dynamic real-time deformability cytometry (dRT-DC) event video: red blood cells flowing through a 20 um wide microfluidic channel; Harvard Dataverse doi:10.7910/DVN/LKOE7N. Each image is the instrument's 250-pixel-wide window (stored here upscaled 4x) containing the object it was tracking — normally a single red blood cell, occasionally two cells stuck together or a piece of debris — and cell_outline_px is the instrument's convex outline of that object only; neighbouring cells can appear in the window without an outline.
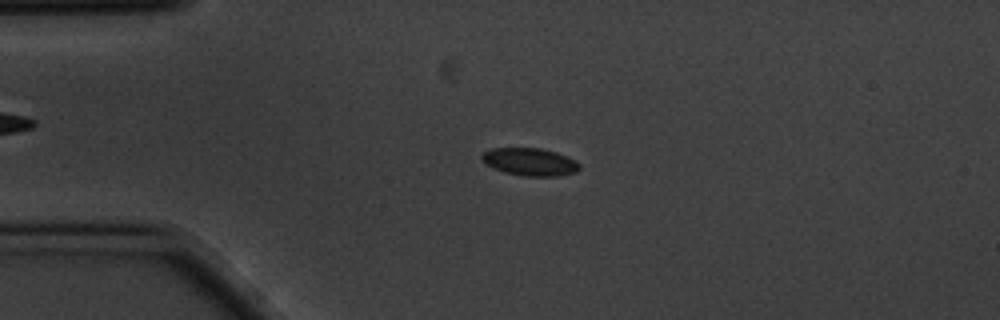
{"species": "common noctule bat (a hibernating species)", "species_latin": "Nyctalus noctula", "temperature_condition": "cold", "stored_images_in_passage": 46, "camera_frame_rate_fps": 3000, "um_per_image_px": 0.085, "animal": {"sex": "male", "body_mass_g": 20.1, "forearm_length_mm": 53.5}, "frame": {"image": 1, "passage_image": 2, "time_ms": 0.333, "image_size_px": [1000, 320], "cell_outline_px": [[580, 168], [576, 172], [556, 176], [528, 176], [504, 172], [492, 168], [484, 164], [480, 160], [480, 156], [484, 152], [492, 148], [540, 148], [556, 152], [568, 156], [576, 160], [580, 164]], "centroid_in_image_um": [45.02, 13.75], "position_along_channel_um": 40.0, "area_um2": 15.9}}
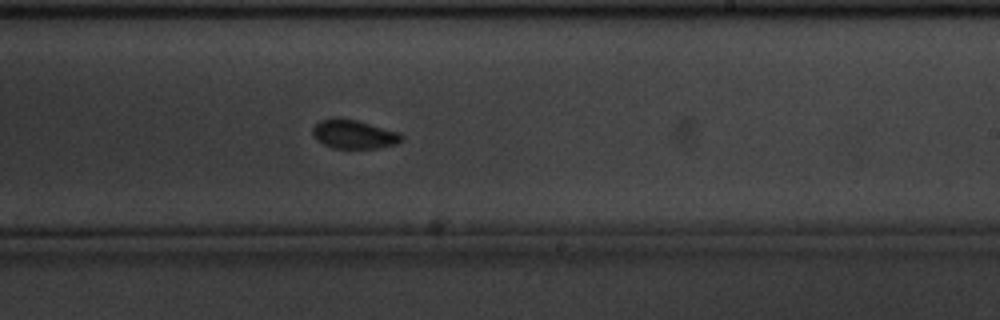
{"frame": {"image": 2, "passage_image": 23, "time_ms": 7.333, "image_size_px": [1000, 320], "cell_outline_px": [[404, 140], [396, 144], [380, 148], [332, 148], [316, 140], [312, 136], [312, 128], [320, 120], [336, 116], [356, 120], [400, 132], [404, 136]], "centroid_in_image_um": [30.08, 11.4], "position_along_channel_um": 258.9, "area_um2": 15.26}}
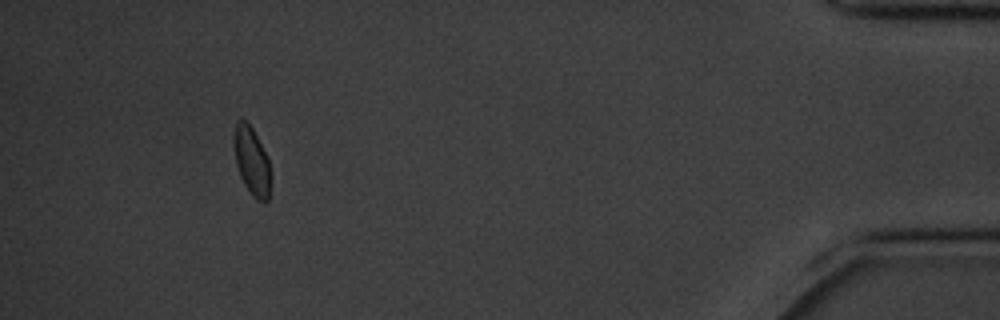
{"frame": {"image": 3, "passage_image": 42, "time_ms": 13.667, "image_size_px": [1000, 320], "cell_outline_px": [[272, 176], [268, 200], [256, 200], [252, 196], [244, 184], [240, 176], [236, 164], [232, 144], [232, 136], [236, 120], [240, 116], [248, 120], [268, 160]], "centroid_in_image_um": [21.36, 13.63], "position_along_channel_um": 413.8, "area_um2": 15.03}, "authors_computed_cell_mechanics": {"area_um2": 15.317, "velocity_mm_per_s": 3.4687, "shape_relaxation_time_tau1_ms": null, "shape_relaxation_time_tau2_ms": 1.7814, "deformation_change_tau1": null, "deformation_change_tau2": 0.0442}}